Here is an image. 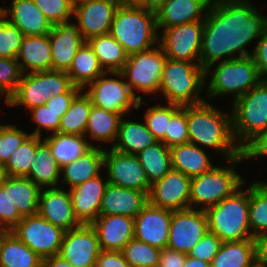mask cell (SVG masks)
Returning <instances> with one entry per match:
<instances>
[{"label":"cell","instance_id":"40","mask_svg":"<svg viewBox=\"0 0 267 267\" xmlns=\"http://www.w3.org/2000/svg\"><path fill=\"white\" fill-rule=\"evenodd\" d=\"M81 90L71 101L69 109L61 117L60 133L84 136L92 107L90 97Z\"/></svg>","mask_w":267,"mask_h":267},{"label":"cell","instance_id":"11","mask_svg":"<svg viewBox=\"0 0 267 267\" xmlns=\"http://www.w3.org/2000/svg\"><path fill=\"white\" fill-rule=\"evenodd\" d=\"M107 75L117 76L121 80ZM84 90H87L85 93L90 97L93 106L124 116L132 108L138 109L142 105V100L133 94L121 72H104Z\"/></svg>","mask_w":267,"mask_h":267},{"label":"cell","instance_id":"12","mask_svg":"<svg viewBox=\"0 0 267 267\" xmlns=\"http://www.w3.org/2000/svg\"><path fill=\"white\" fill-rule=\"evenodd\" d=\"M11 232L42 259L59 254L65 233L38 214L23 217Z\"/></svg>","mask_w":267,"mask_h":267},{"label":"cell","instance_id":"38","mask_svg":"<svg viewBox=\"0 0 267 267\" xmlns=\"http://www.w3.org/2000/svg\"><path fill=\"white\" fill-rule=\"evenodd\" d=\"M40 191L27 177L9 176V199L22 217L37 214Z\"/></svg>","mask_w":267,"mask_h":267},{"label":"cell","instance_id":"58","mask_svg":"<svg viewBox=\"0 0 267 267\" xmlns=\"http://www.w3.org/2000/svg\"><path fill=\"white\" fill-rule=\"evenodd\" d=\"M255 244L256 266L267 267V233L253 238Z\"/></svg>","mask_w":267,"mask_h":267},{"label":"cell","instance_id":"3","mask_svg":"<svg viewBox=\"0 0 267 267\" xmlns=\"http://www.w3.org/2000/svg\"><path fill=\"white\" fill-rule=\"evenodd\" d=\"M156 13L140 5H122L117 8L110 34L128 55L152 48L159 43Z\"/></svg>","mask_w":267,"mask_h":267},{"label":"cell","instance_id":"34","mask_svg":"<svg viewBox=\"0 0 267 267\" xmlns=\"http://www.w3.org/2000/svg\"><path fill=\"white\" fill-rule=\"evenodd\" d=\"M86 138L85 136L57 132L50 134L49 137L43 140L51 148V152L58 166L62 168L81 157L92 146H95L88 142Z\"/></svg>","mask_w":267,"mask_h":267},{"label":"cell","instance_id":"36","mask_svg":"<svg viewBox=\"0 0 267 267\" xmlns=\"http://www.w3.org/2000/svg\"><path fill=\"white\" fill-rule=\"evenodd\" d=\"M87 42L93 48L105 72H120L123 69L129 55L110 33L94 36Z\"/></svg>","mask_w":267,"mask_h":267},{"label":"cell","instance_id":"44","mask_svg":"<svg viewBox=\"0 0 267 267\" xmlns=\"http://www.w3.org/2000/svg\"><path fill=\"white\" fill-rule=\"evenodd\" d=\"M181 107L182 106L168 103L165 106L154 105L147 109V112H145L144 115L146 126L158 141H160L165 136V133L168 132L172 116Z\"/></svg>","mask_w":267,"mask_h":267},{"label":"cell","instance_id":"26","mask_svg":"<svg viewBox=\"0 0 267 267\" xmlns=\"http://www.w3.org/2000/svg\"><path fill=\"white\" fill-rule=\"evenodd\" d=\"M147 203L146 192L109 183L101 200L99 215H122L135 218Z\"/></svg>","mask_w":267,"mask_h":267},{"label":"cell","instance_id":"53","mask_svg":"<svg viewBox=\"0 0 267 267\" xmlns=\"http://www.w3.org/2000/svg\"><path fill=\"white\" fill-rule=\"evenodd\" d=\"M252 57L256 63L259 77L261 80H267V30L260 36Z\"/></svg>","mask_w":267,"mask_h":267},{"label":"cell","instance_id":"7","mask_svg":"<svg viewBox=\"0 0 267 267\" xmlns=\"http://www.w3.org/2000/svg\"><path fill=\"white\" fill-rule=\"evenodd\" d=\"M244 160L246 159L242 153L240 156L227 161V163H231L230 167L215 166L211 170L191 178L190 208L197 209L195 205L198 206L199 204L200 210L205 211L242 187L245 181L237 174L234 166L239 165V162Z\"/></svg>","mask_w":267,"mask_h":267},{"label":"cell","instance_id":"48","mask_svg":"<svg viewBox=\"0 0 267 267\" xmlns=\"http://www.w3.org/2000/svg\"><path fill=\"white\" fill-rule=\"evenodd\" d=\"M29 135L15 125L0 124V163L5 165L10 155L18 149Z\"/></svg>","mask_w":267,"mask_h":267},{"label":"cell","instance_id":"64","mask_svg":"<svg viewBox=\"0 0 267 267\" xmlns=\"http://www.w3.org/2000/svg\"><path fill=\"white\" fill-rule=\"evenodd\" d=\"M74 1V3H76V2H84V1H88V0H73Z\"/></svg>","mask_w":267,"mask_h":267},{"label":"cell","instance_id":"46","mask_svg":"<svg viewBox=\"0 0 267 267\" xmlns=\"http://www.w3.org/2000/svg\"><path fill=\"white\" fill-rule=\"evenodd\" d=\"M22 75L17 59L0 57V96H5L6 104L16 91Z\"/></svg>","mask_w":267,"mask_h":267},{"label":"cell","instance_id":"31","mask_svg":"<svg viewBox=\"0 0 267 267\" xmlns=\"http://www.w3.org/2000/svg\"><path fill=\"white\" fill-rule=\"evenodd\" d=\"M157 141L145 122L142 124L122 117L117 139L111 148L121 153L136 155Z\"/></svg>","mask_w":267,"mask_h":267},{"label":"cell","instance_id":"21","mask_svg":"<svg viewBox=\"0 0 267 267\" xmlns=\"http://www.w3.org/2000/svg\"><path fill=\"white\" fill-rule=\"evenodd\" d=\"M70 21L53 25L48 34L52 53L51 70L67 72L78 49L85 42L77 23Z\"/></svg>","mask_w":267,"mask_h":267},{"label":"cell","instance_id":"4","mask_svg":"<svg viewBox=\"0 0 267 267\" xmlns=\"http://www.w3.org/2000/svg\"><path fill=\"white\" fill-rule=\"evenodd\" d=\"M206 82L205 69L200 63L167 58L160 80L159 93L167 103L179 106L205 102L199 94Z\"/></svg>","mask_w":267,"mask_h":267},{"label":"cell","instance_id":"51","mask_svg":"<svg viewBox=\"0 0 267 267\" xmlns=\"http://www.w3.org/2000/svg\"><path fill=\"white\" fill-rule=\"evenodd\" d=\"M29 111L32 116L31 120L38 125L37 128L30 133L31 135L41 137L42 129L52 133H57L59 131L61 112H55L54 110L47 108L46 105L34 107Z\"/></svg>","mask_w":267,"mask_h":267},{"label":"cell","instance_id":"24","mask_svg":"<svg viewBox=\"0 0 267 267\" xmlns=\"http://www.w3.org/2000/svg\"><path fill=\"white\" fill-rule=\"evenodd\" d=\"M212 0H167L155 13L157 29L204 21Z\"/></svg>","mask_w":267,"mask_h":267},{"label":"cell","instance_id":"20","mask_svg":"<svg viewBox=\"0 0 267 267\" xmlns=\"http://www.w3.org/2000/svg\"><path fill=\"white\" fill-rule=\"evenodd\" d=\"M37 214L64 231L81 225L74 215L71 196L60 187L41 189Z\"/></svg>","mask_w":267,"mask_h":267},{"label":"cell","instance_id":"45","mask_svg":"<svg viewBox=\"0 0 267 267\" xmlns=\"http://www.w3.org/2000/svg\"><path fill=\"white\" fill-rule=\"evenodd\" d=\"M24 34L0 14V57L16 59Z\"/></svg>","mask_w":267,"mask_h":267},{"label":"cell","instance_id":"33","mask_svg":"<svg viewBox=\"0 0 267 267\" xmlns=\"http://www.w3.org/2000/svg\"><path fill=\"white\" fill-rule=\"evenodd\" d=\"M34 160L27 178L40 189L59 187L57 185L60 180L61 168L53 157L51 148L44 140L37 146Z\"/></svg>","mask_w":267,"mask_h":267},{"label":"cell","instance_id":"57","mask_svg":"<svg viewBox=\"0 0 267 267\" xmlns=\"http://www.w3.org/2000/svg\"><path fill=\"white\" fill-rule=\"evenodd\" d=\"M187 254L168 248L161 249L159 262L156 267H183Z\"/></svg>","mask_w":267,"mask_h":267},{"label":"cell","instance_id":"27","mask_svg":"<svg viewBox=\"0 0 267 267\" xmlns=\"http://www.w3.org/2000/svg\"><path fill=\"white\" fill-rule=\"evenodd\" d=\"M16 59L23 74L50 71L52 66V53L49 35L24 36Z\"/></svg>","mask_w":267,"mask_h":267},{"label":"cell","instance_id":"55","mask_svg":"<svg viewBox=\"0 0 267 267\" xmlns=\"http://www.w3.org/2000/svg\"><path fill=\"white\" fill-rule=\"evenodd\" d=\"M245 159L267 156V129L254 138L243 150Z\"/></svg>","mask_w":267,"mask_h":267},{"label":"cell","instance_id":"35","mask_svg":"<svg viewBox=\"0 0 267 267\" xmlns=\"http://www.w3.org/2000/svg\"><path fill=\"white\" fill-rule=\"evenodd\" d=\"M255 265L253 239L222 242L220 249L210 262V267H254Z\"/></svg>","mask_w":267,"mask_h":267},{"label":"cell","instance_id":"15","mask_svg":"<svg viewBox=\"0 0 267 267\" xmlns=\"http://www.w3.org/2000/svg\"><path fill=\"white\" fill-rule=\"evenodd\" d=\"M104 167L110 184L149 193L151 184L136 155L104 149Z\"/></svg>","mask_w":267,"mask_h":267},{"label":"cell","instance_id":"54","mask_svg":"<svg viewBox=\"0 0 267 267\" xmlns=\"http://www.w3.org/2000/svg\"><path fill=\"white\" fill-rule=\"evenodd\" d=\"M81 91L79 87L73 86L68 92L51 97L45 103L46 107L54 110L55 112H61V117L69 109L71 101Z\"/></svg>","mask_w":267,"mask_h":267},{"label":"cell","instance_id":"49","mask_svg":"<svg viewBox=\"0 0 267 267\" xmlns=\"http://www.w3.org/2000/svg\"><path fill=\"white\" fill-rule=\"evenodd\" d=\"M167 147L189 143L188 126L186 121V106L181 107L169 123L168 132L160 140Z\"/></svg>","mask_w":267,"mask_h":267},{"label":"cell","instance_id":"1","mask_svg":"<svg viewBox=\"0 0 267 267\" xmlns=\"http://www.w3.org/2000/svg\"><path fill=\"white\" fill-rule=\"evenodd\" d=\"M266 30L267 17L249 0H212L204 20L200 51L205 76L219 60L252 56L245 47ZM237 52L239 55L234 57Z\"/></svg>","mask_w":267,"mask_h":267},{"label":"cell","instance_id":"30","mask_svg":"<svg viewBox=\"0 0 267 267\" xmlns=\"http://www.w3.org/2000/svg\"><path fill=\"white\" fill-rule=\"evenodd\" d=\"M0 267H43V259L11 231H1Z\"/></svg>","mask_w":267,"mask_h":267},{"label":"cell","instance_id":"63","mask_svg":"<svg viewBox=\"0 0 267 267\" xmlns=\"http://www.w3.org/2000/svg\"><path fill=\"white\" fill-rule=\"evenodd\" d=\"M6 177H7V173L5 170V166L2 163H0V185L3 183Z\"/></svg>","mask_w":267,"mask_h":267},{"label":"cell","instance_id":"8","mask_svg":"<svg viewBox=\"0 0 267 267\" xmlns=\"http://www.w3.org/2000/svg\"><path fill=\"white\" fill-rule=\"evenodd\" d=\"M214 73L207 85L210 97L233 94L234 101L249 92L260 81L252 56L216 62Z\"/></svg>","mask_w":267,"mask_h":267},{"label":"cell","instance_id":"22","mask_svg":"<svg viewBox=\"0 0 267 267\" xmlns=\"http://www.w3.org/2000/svg\"><path fill=\"white\" fill-rule=\"evenodd\" d=\"M101 250L122 251L134 238V218L122 215H99L91 224Z\"/></svg>","mask_w":267,"mask_h":267},{"label":"cell","instance_id":"37","mask_svg":"<svg viewBox=\"0 0 267 267\" xmlns=\"http://www.w3.org/2000/svg\"><path fill=\"white\" fill-rule=\"evenodd\" d=\"M121 116L123 115L120 113L92 105L84 136L89 135L93 140L112 143V147L117 139Z\"/></svg>","mask_w":267,"mask_h":267},{"label":"cell","instance_id":"5","mask_svg":"<svg viewBox=\"0 0 267 267\" xmlns=\"http://www.w3.org/2000/svg\"><path fill=\"white\" fill-rule=\"evenodd\" d=\"M208 231L222 242L253 239L249 227V187L237 189L231 196L205 210Z\"/></svg>","mask_w":267,"mask_h":267},{"label":"cell","instance_id":"32","mask_svg":"<svg viewBox=\"0 0 267 267\" xmlns=\"http://www.w3.org/2000/svg\"><path fill=\"white\" fill-rule=\"evenodd\" d=\"M104 72L93 48L85 41L78 49L66 73L73 85L83 90Z\"/></svg>","mask_w":267,"mask_h":267},{"label":"cell","instance_id":"6","mask_svg":"<svg viewBox=\"0 0 267 267\" xmlns=\"http://www.w3.org/2000/svg\"><path fill=\"white\" fill-rule=\"evenodd\" d=\"M233 102L232 132L237 145L243 150L267 129V80H261Z\"/></svg>","mask_w":267,"mask_h":267},{"label":"cell","instance_id":"41","mask_svg":"<svg viewBox=\"0 0 267 267\" xmlns=\"http://www.w3.org/2000/svg\"><path fill=\"white\" fill-rule=\"evenodd\" d=\"M249 227L253 238L267 233V183L254 181L249 186Z\"/></svg>","mask_w":267,"mask_h":267},{"label":"cell","instance_id":"9","mask_svg":"<svg viewBox=\"0 0 267 267\" xmlns=\"http://www.w3.org/2000/svg\"><path fill=\"white\" fill-rule=\"evenodd\" d=\"M73 83L63 71H38L22 75L16 91L8 99V106H25L29 110L45 105L48 99L68 92Z\"/></svg>","mask_w":267,"mask_h":267},{"label":"cell","instance_id":"13","mask_svg":"<svg viewBox=\"0 0 267 267\" xmlns=\"http://www.w3.org/2000/svg\"><path fill=\"white\" fill-rule=\"evenodd\" d=\"M203 29L204 21L165 28L159 36V44L169 59L200 63Z\"/></svg>","mask_w":267,"mask_h":267},{"label":"cell","instance_id":"56","mask_svg":"<svg viewBox=\"0 0 267 267\" xmlns=\"http://www.w3.org/2000/svg\"><path fill=\"white\" fill-rule=\"evenodd\" d=\"M95 267H130L121 251L101 250Z\"/></svg>","mask_w":267,"mask_h":267},{"label":"cell","instance_id":"47","mask_svg":"<svg viewBox=\"0 0 267 267\" xmlns=\"http://www.w3.org/2000/svg\"><path fill=\"white\" fill-rule=\"evenodd\" d=\"M36 7L53 25L69 21L74 12L73 0H33Z\"/></svg>","mask_w":267,"mask_h":267},{"label":"cell","instance_id":"17","mask_svg":"<svg viewBox=\"0 0 267 267\" xmlns=\"http://www.w3.org/2000/svg\"><path fill=\"white\" fill-rule=\"evenodd\" d=\"M100 251L95 229L90 224H81L65 231L58 255L74 267H95Z\"/></svg>","mask_w":267,"mask_h":267},{"label":"cell","instance_id":"28","mask_svg":"<svg viewBox=\"0 0 267 267\" xmlns=\"http://www.w3.org/2000/svg\"><path fill=\"white\" fill-rule=\"evenodd\" d=\"M102 167H104V148L92 146L81 157L61 168L60 172L64 174L61 181L72 189L100 175Z\"/></svg>","mask_w":267,"mask_h":267},{"label":"cell","instance_id":"60","mask_svg":"<svg viewBox=\"0 0 267 267\" xmlns=\"http://www.w3.org/2000/svg\"><path fill=\"white\" fill-rule=\"evenodd\" d=\"M167 0H144L140 6L146 9L156 12Z\"/></svg>","mask_w":267,"mask_h":267},{"label":"cell","instance_id":"43","mask_svg":"<svg viewBox=\"0 0 267 267\" xmlns=\"http://www.w3.org/2000/svg\"><path fill=\"white\" fill-rule=\"evenodd\" d=\"M121 252L130 267H156L161 249L133 238Z\"/></svg>","mask_w":267,"mask_h":267},{"label":"cell","instance_id":"16","mask_svg":"<svg viewBox=\"0 0 267 267\" xmlns=\"http://www.w3.org/2000/svg\"><path fill=\"white\" fill-rule=\"evenodd\" d=\"M119 0H88L74 3L73 16L83 39L108 34Z\"/></svg>","mask_w":267,"mask_h":267},{"label":"cell","instance_id":"59","mask_svg":"<svg viewBox=\"0 0 267 267\" xmlns=\"http://www.w3.org/2000/svg\"><path fill=\"white\" fill-rule=\"evenodd\" d=\"M43 267H74L60 255H53L43 259Z\"/></svg>","mask_w":267,"mask_h":267},{"label":"cell","instance_id":"14","mask_svg":"<svg viewBox=\"0 0 267 267\" xmlns=\"http://www.w3.org/2000/svg\"><path fill=\"white\" fill-rule=\"evenodd\" d=\"M207 231V215L204 210L187 208L172 211L166 248L188 254Z\"/></svg>","mask_w":267,"mask_h":267},{"label":"cell","instance_id":"50","mask_svg":"<svg viewBox=\"0 0 267 267\" xmlns=\"http://www.w3.org/2000/svg\"><path fill=\"white\" fill-rule=\"evenodd\" d=\"M23 217L9 199V176L0 185V230L11 231Z\"/></svg>","mask_w":267,"mask_h":267},{"label":"cell","instance_id":"10","mask_svg":"<svg viewBox=\"0 0 267 267\" xmlns=\"http://www.w3.org/2000/svg\"><path fill=\"white\" fill-rule=\"evenodd\" d=\"M156 46L157 48L152 47L129 55L120 71L125 82L139 100H142V97L136 95V90L146 94L159 93L160 80L167 57L161 45L158 43Z\"/></svg>","mask_w":267,"mask_h":267},{"label":"cell","instance_id":"19","mask_svg":"<svg viewBox=\"0 0 267 267\" xmlns=\"http://www.w3.org/2000/svg\"><path fill=\"white\" fill-rule=\"evenodd\" d=\"M171 217L172 211L148 202L134 218V238L159 249L166 248Z\"/></svg>","mask_w":267,"mask_h":267},{"label":"cell","instance_id":"18","mask_svg":"<svg viewBox=\"0 0 267 267\" xmlns=\"http://www.w3.org/2000/svg\"><path fill=\"white\" fill-rule=\"evenodd\" d=\"M190 183L191 178L171 169L160 180L151 184L148 202L170 211L190 208Z\"/></svg>","mask_w":267,"mask_h":267},{"label":"cell","instance_id":"61","mask_svg":"<svg viewBox=\"0 0 267 267\" xmlns=\"http://www.w3.org/2000/svg\"><path fill=\"white\" fill-rule=\"evenodd\" d=\"M183 267H210V263L193 258L187 254L186 262Z\"/></svg>","mask_w":267,"mask_h":267},{"label":"cell","instance_id":"29","mask_svg":"<svg viewBox=\"0 0 267 267\" xmlns=\"http://www.w3.org/2000/svg\"><path fill=\"white\" fill-rule=\"evenodd\" d=\"M170 154L172 169L182 172L189 178L199 176L215 167L204 148L190 142L173 146L170 148Z\"/></svg>","mask_w":267,"mask_h":267},{"label":"cell","instance_id":"39","mask_svg":"<svg viewBox=\"0 0 267 267\" xmlns=\"http://www.w3.org/2000/svg\"><path fill=\"white\" fill-rule=\"evenodd\" d=\"M150 184L160 180L172 169L170 148L157 141L136 154Z\"/></svg>","mask_w":267,"mask_h":267},{"label":"cell","instance_id":"62","mask_svg":"<svg viewBox=\"0 0 267 267\" xmlns=\"http://www.w3.org/2000/svg\"><path fill=\"white\" fill-rule=\"evenodd\" d=\"M122 5H140L144 0H119Z\"/></svg>","mask_w":267,"mask_h":267},{"label":"cell","instance_id":"52","mask_svg":"<svg viewBox=\"0 0 267 267\" xmlns=\"http://www.w3.org/2000/svg\"><path fill=\"white\" fill-rule=\"evenodd\" d=\"M222 241L213 233L207 231L205 235L197 242L189 256L210 263L217 254Z\"/></svg>","mask_w":267,"mask_h":267},{"label":"cell","instance_id":"42","mask_svg":"<svg viewBox=\"0 0 267 267\" xmlns=\"http://www.w3.org/2000/svg\"><path fill=\"white\" fill-rule=\"evenodd\" d=\"M42 141L41 137L30 134L4 165L7 176L28 177L30 166L35 162L36 148Z\"/></svg>","mask_w":267,"mask_h":267},{"label":"cell","instance_id":"25","mask_svg":"<svg viewBox=\"0 0 267 267\" xmlns=\"http://www.w3.org/2000/svg\"><path fill=\"white\" fill-rule=\"evenodd\" d=\"M0 14L16 25L24 36H44L49 34L52 28V24L33 0H11L9 9L0 7Z\"/></svg>","mask_w":267,"mask_h":267},{"label":"cell","instance_id":"2","mask_svg":"<svg viewBox=\"0 0 267 267\" xmlns=\"http://www.w3.org/2000/svg\"><path fill=\"white\" fill-rule=\"evenodd\" d=\"M215 108L208 101L186 106L189 142L216 149L229 161L242 154L232 132V113Z\"/></svg>","mask_w":267,"mask_h":267},{"label":"cell","instance_id":"23","mask_svg":"<svg viewBox=\"0 0 267 267\" xmlns=\"http://www.w3.org/2000/svg\"><path fill=\"white\" fill-rule=\"evenodd\" d=\"M108 180L101 175L69 189L75 217L81 224H91L98 216Z\"/></svg>","mask_w":267,"mask_h":267}]
</instances>
